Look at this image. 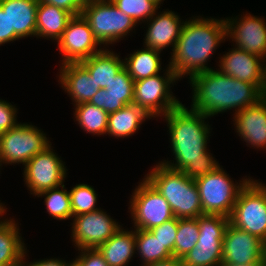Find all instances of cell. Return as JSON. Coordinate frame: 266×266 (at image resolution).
I'll use <instances>...</instances> for the list:
<instances>
[{
    "mask_svg": "<svg viewBox=\"0 0 266 266\" xmlns=\"http://www.w3.org/2000/svg\"><path fill=\"white\" fill-rule=\"evenodd\" d=\"M163 118L167 123L171 152L175 160L165 159L161 161L162 164L182 171L192 179L212 173L220 166L207 147L210 130L212 131L205 121L208 116L192 108L188 109L181 103Z\"/></svg>",
    "mask_w": 266,
    "mask_h": 266,
    "instance_id": "cell-1",
    "label": "cell"
},
{
    "mask_svg": "<svg viewBox=\"0 0 266 266\" xmlns=\"http://www.w3.org/2000/svg\"><path fill=\"white\" fill-rule=\"evenodd\" d=\"M226 38L224 18H202L199 15L186 19L167 66L175 72L178 80L185 75L191 79L204 73L212 69L208 67V61Z\"/></svg>",
    "mask_w": 266,
    "mask_h": 266,
    "instance_id": "cell-2",
    "label": "cell"
},
{
    "mask_svg": "<svg viewBox=\"0 0 266 266\" xmlns=\"http://www.w3.org/2000/svg\"><path fill=\"white\" fill-rule=\"evenodd\" d=\"M189 80L192 87L190 107L209 118L232 109L236 114L266 96L255 84L237 80L218 69L194 75Z\"/></svg>",
    "mask_w": 266,
    "mask_h": 266,
    "instance_id": "cell-3",
    "label": "cell"
},
{
    "mask_svg": "<svg viewBox=\"0 0 266 266\" xmlns=\"http://www.w3.org/2000/svg\"><path fill=\"white\" fill-rule=\"evenodd\" d=\"M144 177L170 204L177 219L203 215L201 200L194 179L182 171L158 162Z\"/></svg>",
    "mask_w": 266,
    "mask_h": 266,
    "instance_id": "cell-4",
    "label": "cell"
},
{
    "mask_svg": "<svg viewBox=\"0 0 266 266\" xmlns=\"http://www.w3.org/2000/svg\"><path fill=\"white\" fill-rule=\"evenodd\" d=\"M242 178L239 183L225 172L222 166L215 171L194 179L202 205L203 214L230 217L240 191L252 179Z\"/></svg>",
    "mask_w": 266,
    "mask_h": 266,
    "instance_id": "cell-5",
    "label": "cell"
},
{
    "mask_svg": "<svg viewBox=\"0 0 266 266\" xmlns=\"http://www.w3.org/2000/svg\"><path fill=\"white\" fill-rule=\"evenodd\" d=\"M94 37L104 48L129 36L135 29V21L119 10L111 0H88L82 9Z\"/></svg>",
    "mask_w": 266,
    "mask_h": 266,
    "instance_id": "cell-6",
    "label": "cell"
},
{
    "mask_svg": "<svg viewBox=\"0 0 266 266\" xmlns=\"http://www.w3.org/2000/svg\"><path fill=\"white\" fill-rule=\"evenodd\" d=\"M229 222V217L222 215H200L199 239L196 246L181 259L182 266H220L224 234Z\"/></svg>",
    "mask_w": 266,
    "mask_h": 266,
    "instance_id": "cell-7",
    "label": "cell"
},
{
    "mask_svg": "<svg viewBox=\"0 0 266 266\" xmlns=\"http://www.w3.org/2000/svg\"><path fill=\"white\" fill-rule=\"evenodd\" d=\"M177 81L175 72L169 66L163 75L159 73L135 81L133 104L141 107L152 118L163 117L182 103L171 89Z\"/></svg>",
    "mask_w": 266,
    "mask_h": 266,
    "instance_id": "cell-8",
    "label": "cell"
},
{
    "mask_svg": "<svg viewBox=\"0 0 266 266\" xmlns=\"http://www.w3.org/2000/svg\"><path fill=\"white\" fill-rule=\"evenodd\" d=\"M52 145L46 134L28 123H18L0 134V163L23 166L36 154ZM3 163V164H2Z\"/></svg>",
    "mask_w": 266,
    "mask_h": 266,
    "instance_id": "cell-9",
    "label": "cell"
},
{
    "mask_svg": "<svg viewBox=\"0 0 266 266\" xmlns=\"http://www.w3.org/2000/svg\"><path fill=\"white\" fill-rule=\"evenodd\" d=\"M229 220L266 242V191L253 178L240 191Z\"/></svg>",
    "mask_w": 266,
    "mask_h": 266,
    "instance_id": "cell-10",
    "label": "cell"
},
{
    "mask_svg": "<svg viewBox=\"0 0 266 266\" xmlns=\"http://www.w3.org/2000/svg\"><path fill=\"white\" fill-rule=\"evenodd\" d=\"M131 197L128 209L135 229L150 230L175 217L170 204L145 177Z\"/></svg>",
    "mask_w": 266,
    "mask_h": 266,
    "instance_id": "cell-11",
    "label": "cell"
},
{
    "mask_svg": "<svg viewBox=\"0 0 266 266\" xmlns=\"http://www.w3.org/2000/svg\"><path fill=\"white\" fill-rule=\"evenodd\" d=\"M57 155L50 145L24 165V184L33 196L64 184L68 174L67 168Z\"/></svg>",
    "mask_w": 266,
    "mask_h": 266,
    "instance_id": "cell-12",
    "label": "cell"
},
{
    "mask_svg": "<svg viewBox=\"0 0 266 266\" xmlns=\"http://www.w3.org/2000/svg\"><path fill=\"white\" fill-rule=\"evenodd\" d=\"M72 220L71 237L77 249H96L122 227L102 209L74 216Z\"/></svg>",
    "mask_w": 266,
    "mask_h": 266,
    "instance_id": "cell-13",
    "label": "cell"
},
{
    "mask_svg": "<svg viewBox=\"0 0 266 266\" xmlns=\"http://www.w3.org/2000/svg\"><path fill=\"white\" fill-rule=\"evenodd\" d=\"M62 63L80 62L100 53L104 48L94 37L88 21L82 14L73 16L57 41ZM99 46V48H98Z\"/></svg>",
    "mask_w": 266,
    "mask_h": 266,
    "instance_id": "cell-14",
    "label": "cell"
},
{
    "mask_svg": "<svg viewBox=\"0 0 266 266\" xmlns=\"http://www.w3.org/2000/svg\"><path fill=\"white\" fill-rule=\"evenodd\" d=\"M227 40L234 47L257 55L266 61V22L264 18L245 13L239 18L225 17ZM235 42V43H234Z\"/></svg>",
    "mask_w": 266,
    "mask_h": 266,
    "instance_id": "cell-15",
    "label": "cell"
},
{
    "mask_svg": "<svg viewBox=\"0 0 266 266\" xmlns=\"http://www.w3.org/2000/svg\"><path fill=\"white\" fill-rule=\"evenodd\" d=\"M219 59L218 70L221 73L255 84L266 95V61L264 59L236 47Z\"/></svg>",
    "mask_w": 266,
    "mask_h": 266,
    "instance_id": "cell-16",
    "label": "cell"
},
{
    "mask_svg": "<svg viewBox=\"0 0 266 266\" xmlns=\"http://www.w3.org/2000/svg\"><path fill=\"white\" fill-rule=\"evenodd\" d=\"M222 250V263L226 264L249 265L266 260L264 242L230 222L225 230Z\"/></svg>",
    "mask_w": 266,
    "mask_h": 266,
    "instance_id": "cell-17",
    "label": "cell"
},
{
    "mask_svg": "<svg viewBox=\"0 0 266 266\" xmlns=\"http://www.w3.org/2000/svg\"><path fill=\"white\" fill-rule=\"evenodd\" d=\"M168 10V11H167ZM157 12L147 20L146 34L144 35V47L158 51L172 47V52L175 49L176 42L180 36L185 20H181L179 15L167 9Z\"/></svg>",
    "mask_w": 266,
    "mask_h": 266,
    "instance_id": "cell-18",
    "label": "cell"
},
{
    "mask_svg": "<svg viewBox=\"0 0 266 266\" xmlns=\"http://www.w3.org/2000/svg\"><path fill=\"white\" fill-rule=\"evenodd\" d=\"M233 115L235 130L241 140L254 149H266V96Z\"/></svg>",
    "mask_w": 266,
    "mask_h": 266,
    "instance_id": "cell-19",
    "label": "cell"
},
{
    "mask_svg": "<svg viewBox=\"0 0 266 266\" xmlns=\"http://www.w3.org/2000/svg\"><path fill=\"white\" fill-rule=\"evenodd\" d=\"M59 70L58 82L71 97L74 106L89 102L100 89L80 62L64 63Z\"/></svg>",
    "mask_w": 266,
    "mask_h": 266,
    "instance_id": "cell-20",
    "label": "cell"
},
{
    "mask_svg": "<svg viewBox=\"0 0 266 266\" xmlns=\"http://www.w3.org/2000/svg\"><path fill=\"white\" fill-rule=\"evenodd\" d=\"M39 0H0V7L7 12L9 42L26 37H36V12Z\"/></svg>",
    "mask_w": 266,
    "mask_h": 266,
    "instance_id": "cell-21",
    "label": "cell"
},
{
    "mask_svg": "<svg viewBox=\"0 0 266 266\" xmlns=\"http://www.w3.org/2000/svg\"><path fill=\"white\" fill-rule=\"evenodd\" d=\"M135 81L123 67L106 89H99L89 101L90 104L112 113L126 105L133 104Z\"/></svg>",
    "mask_w": 266,
    "mask_h": 266,
    "instance_id": "cell-22",
    "label": "cell"
},
{
    "mask_svg": "<svg viewBox=\"0 0 266 266\" xmlns=\"http://www.w3.org/2000/svg\"><path fill=\"white\" fill-rule=\"evenodd\" d=\"M133 230L121 227L109 240L96 248L109 266H128L137 253L135 229Z\"/></svg>",
    "mask_w": 266,
    "mask_h": 266,
    "instance_id": "cell-23",
    "label": "cell"
},
{
    "mask_svg": "<svg viewBox=\"0 0 266 266\" xmlns=\"http://www.w3.org/2000/svg\"><path fill=\"white\" fill-rule=\"evenodd\" d=\"M14 218L0 220V266H21L27 247Z\"/></svg>",
    "mask_w": 266,
    "mask_h": 266,
    "instance_id": "cell-24",
    "label": "cell"
},
{
    "mask_svg": "<svg viewBox=\"0 0 266 266\" xmlns=\"http://www.w3.org/2000/svg\"><path fill=\"white\" fill-rule=\"evenodd\" d=\"M72 17L70 12L62 8L39 1L36 12V37L50 38L57 42Z\"/></svg>",
    "mask_w": 266,
    "mask_h": 266,
    "instance_id": "cell-25",
    "label": "cell"
},
{
    "mask_svg": "<svg viewBox=\"0 0 266 266\" xmlns=\"http://www.w3.org/2000/svg\"><path fill=\"white\" fill-rule=\"evenodd\" d=\"M80 63L88 70L100 89H106L124 67V59H121L120 54L107 48Z\"/></svg>",
    "mask_w": 266,
    "mask_h": 266,
    "instance_id": "cell-26",
    "label": "cell"
},
{
    "mask_svg": "<svg viewBox=\"0 0 266 266\" xmlns=\"http://www.w3.org/2000/svg\"><path fill=\"white\" fill-rule=\"evenodd\" d=\"M141 107L135 104L124 106L122 109L108 114V127L106 135L125 138L134 135L140 129L141 124L151 119Z\"/></svg>",
    "mask_w": 266,
    "mask_h": 266,
    "instance_id": "cell-27",
    "label": "cell"
},
{
    "mask_svg": "<svg viewBox=\"0 0 266 266\" xmlns=\"http://www.w3.org/2000/svg\"><path fill=\"white\" fill-rule=\"evenodd\" d=\"M161 52L144 47L142 50H135L124 59V67L134 81L155 76L162 71Z\"/></svg>",
    "mask_w": 266,
    "mask_h": 266,
    "instance_id": "cell-28",
    "label": "cell"
},
{
    "mask_svg": "<svg viewBox=\"0 0 266 266\" xmlns=\"http://www.w3.org/2000/svg\"><path fill=\"white\" fill-rule=\"evenodd\" d=\"M74 117L77 125L86 133L106 135L108 127V113L102 108L87 103L75 105Z\"/></svg>",
    "mask_w": 266,
    "mask_h": 266,
    "instance_id": "cell-29",
    "label": "cell"
},
{
    "mask_svg": "<svg viewBox=\"0 0 266 266\" xmlns=\"http://www.w3.org/2000/svg\"><path fill=\"white\" fill-rule=\"evenodd\" d=\"M135 245L142 261L141 266L173 257L149 230L135 229Z\"/></svg>",
    "mask_w": 266,
    "mask_h": 266,
    "instance_id": "cell-30",
    "label": "cell"
},
{
    "mask_svg": "<svg viewBox=\"0 0 266 266\" xmlns=\"http://www.w3.org/2000/svg\"><path fill=\"white\" fill-rule=\"evenodd\" d=\"M37 197H44L46 205V212L49 216L57 220L72 219V209L70 202L69 191L66 190L65 185L58 186L37 195Z\"/></svg>",
    "mask_w": 266,
    "mask_h": 266,
    "instance_id": "cell-31",
    "label": "cell"
},
{
    "mask_svg": "<svg viewBox=\"0 0 266 266\" xmlns=\"http://www.w3.org/2000/svg\"><path fill=\"white\" fill-rule=\"evenodd\" d=\"M198 239V217L178 219L177 234L174 245V257L181 260L196 246Z\"/></svg>",
    "mask_w": 266,
    "mask_h": 266,
    "instance_id": "cell-32",
    "label": "cell"
},
{
    "mask_svg": "<svg viewBox=\"0 0 266 266\" xmlns=\"http://www.w3.org/2000/svg\"><path fill=\"white\" fill-rule=\"evenodd\" d=\"M69 191L72 217L80 214L97 211V193L94 188L87 184H76Z\"/></svg>",
    "mask_w": 266,
    "mask_h": 266,
    "instance_id": "cell-33",
    "label": "cell"
},
{
    "mask_svg": "<svg viewBox=\"0 0 266 266\" xmlns=\"http://www.w3.org/2000/svg\"><path fill=\"white\" fill-rule=\"evenodd\" d=\"M124 14L131 17L136 24L149 20L160 6L153 0H111ZM142 21V22H141Z\"/></svg>",
    "mask_w": 266,
    "mask_h": 266,
    "instance_id": "cell-34",
    "label": "cell"
},
{
    "mask_svg": "<svg viewBox=\"0 0 266 266\" xmlns=\"http://www.w3.org/2000/svg\"><path fill=\"white\" fill-rule=\"evenodd\" d=\"M178 219L176 217L165 221L159 226L153 227L149 231L162 243V245L174 257V245L176 240Z\"/></svg>",
    "mask_w": 266,
    "mask_h": 266,
    "instance_id": "cell-35",
    "label": "cell"
},
{
    "mask_svg": "<svg viewBox=\"0 0 266 266\" xmlns=\"http://www.w3.org/2000/svg\"><path fill=\"white\" fill-rule=\"evenodd\" d=\"M17 109L7 100L0 99V134L12 129L19 122L17 121Z\"/></svg>",
    "mask_w": 266,
    "mask_h": 266,
    "instance_id": "cell-36",
    "label": "cell"
},
{
    "mask_svg": "<svg viewBox=\"0 0 266 266\" xmlns=\"http://www.w3.org/2000/svg\"><path fill=\"white\" fill-rule=\"evenodd\" d=\"M76 260L81 266H109L97 249H78Z\"/></svg>",
    "mask_w": 266,
    "mask_h": 266,
    "instance_id": "cell-37",
    "label": "cell"
},
{
    "mask_svg": "<svg viewBox=\"0 0 266 266\" xmlns=\"http://www.w3.org/2000/svg\"><path fill=\"white\" fill-rule=\"evenodd\" d=\"M41 2L62 8L73 16L80 15L88 0H39Z\"/></svg>",
    "mask_w": 266,
    "mask_h": 266,
    "instance_id": "cell-38",
    "label": "cell"
},
{
    "mask_svg": "<svg viewBox=\"0 0 266 266\" xmlns=\"http://www.w3.org/2000/svg\"><path fill=\"white\" fill-rule=\"evenodd\" d=\"M27 251L24 252L23 259H22V264L21 266H66L67 260H62L59 258H45L42 260H36L34 262L27 263L26 260V255Z\"/></svg>",
    "mask_w": 266,
    "mask_h": 266,
    "instance_id": "cell-39",
    "label": "cell"
},
{
    "mask_svg": "<svg viewBox=\"0 0 266 266\" xmlns=\"http://www.w3.org/2000/svg\"><path fill=\"white\" fill-rule=\"evenodd\" d=\"M6 43H9L8 14L0 7V46Z\"/></svg>",
    "mask_w": 266,
    "mask_h": 266,
    "instance_id": "cell-40",
    "label": "cell"
},
{
    "mask_svg": "<svg viewBox=\"0 0 266 266\" xmlns=\"http://www.w3.org/2000/svg\"><path fill=\"white\" fill-rule=\"evenodd\" d=\"M145 266H182V262L180 259H176L175 257H171L166 260H161L152 264H148Z\"/></svg>",
    "mask_w": 266,
    "mask_h": 266,
    "instance_id": "cell-41",
    "label": "cell"
},
{
    "mask_svg": "<svg viewBox=\"0 0 266 266\" xmlns=\"http://www.w3.org/2000/svg\"><path fill=\"white\" fill-rule=\"evenodd\" d=\"M220 266H266V260H260L257 263H252L249 265H231V264L221 263Z\"/></svg>",
    "mask_w": 266,
    "mask_h": 266,
    "instance_id": "cell-42",
    "label": "cell"
},
{
    "mask_svg": "<svg viewBox=\"0 0 266 266\" xmlns=\"http://www.w3.org/2000/svg\"><path fill=\"white\" fill-rule=\"evenodd\" d=\"M6 210H7L6 206H4V204L2 202H0V217L3 216L4 213H6Z\"/></svg>",
    "mask_w": 266,
    "mask_h": 266,
    "instance_id": "cell-43",
    "label": "cell"
},
{
    "mask_svg": "<svg viewBox=\"0 0 266 266\" xmlns=\"http://www.w3.org/2000/svg\"><path fill=\"white\" fill-rule=\"evenodd\" d=\"M66 266H81L80 264H79V262L75 259H73V261H67V263H66Z\"/></svg>",
    "mask_w": 266,
    "mask_h": 266,
    "instance_id": "cell-44",
    "label": "cell"
},
{
    "mask_svg": "<svg viewBox=\"0 0 266 266\" xmlns=\"http://www.w3.org/2000/svg\"><path fill=\"white\" fill-rule=\"evenodd\" d=\"M265 191H266V184L258 181V180H255Z\"/></svg>",
    "mask_w": 266,
    "mask_h": 266,
    "instance_id": "cell-45",
    "label": "cell"
},
{
    "mask_svg": "<svg viewBox=\"0 0 266 266\" xmlns=\"http://www.w3.org/2000/svg\"><path fill=\"white\" fill-rule=\"evenodd\" d=\"M156 4H158L159 6L161 5V3L164 1V0H153Z\"/></svg>",
    "mask_w": 266,
    "mask_h": 266,
    "instance_id": "cell-46",
    "label": "cell"
},
{
    "mask_svg": "<svg viewBox=\"0 0 266 266\" xmlns=\"http://www.w3.org/2000/svg\"><path fill=\"white\" fill-rule=\"evenodd\" d=\"M264 244H265V259H266V242Z\"/></svg>",
    "mask_w": 266,
    "mask_h": 266,
    "instance_id": "cell-47",
    "label": "cell"
}]
</instances>
